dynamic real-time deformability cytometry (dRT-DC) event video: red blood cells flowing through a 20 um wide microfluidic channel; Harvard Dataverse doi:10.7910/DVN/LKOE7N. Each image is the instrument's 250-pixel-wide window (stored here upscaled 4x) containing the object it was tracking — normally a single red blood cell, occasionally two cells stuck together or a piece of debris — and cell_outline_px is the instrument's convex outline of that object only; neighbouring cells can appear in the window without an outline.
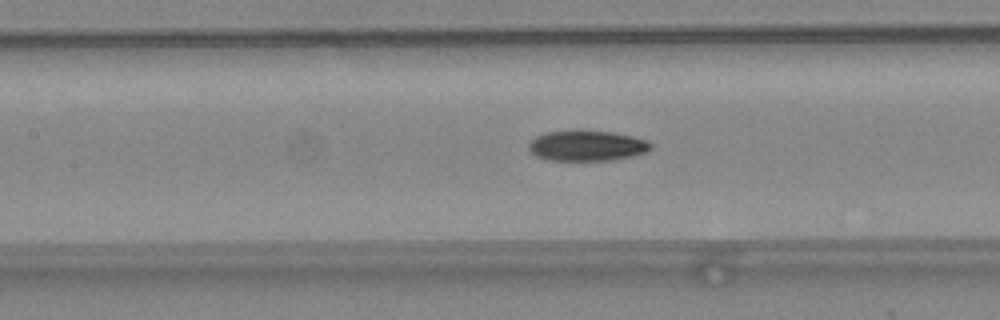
{"species": "common noctule bat (a hibernating species)", "species_latin": "Nyctalus noctula", "temperature_condition": "warm", "stored_images_in_passage": 35, "camera_frame_rate_fps": 3000, "um_per_image_px": 0.085, "animal": {"sex": "female", "body_mass_g": 24.6, "forearm_length_mm": 56.2}, "frame": {"image": 1, "passage_image": 11, "time_ms": 3.333, "image_size_px": [1000, 320], "cell_outline_px": [[652, 148], [644, 152], [632, 156], [612, 160], [548, 160], [536, 156], [528, 148], [528, 144], [536, 136], [544, 132], [572, 128], [584, 128], [612, 132], [632, 136], [648, 140], [652, 144]], "centroid_in_image_um": [49.86, 12.34], "position_along_channel_um": 157.5, "area_um2": 22.37}}
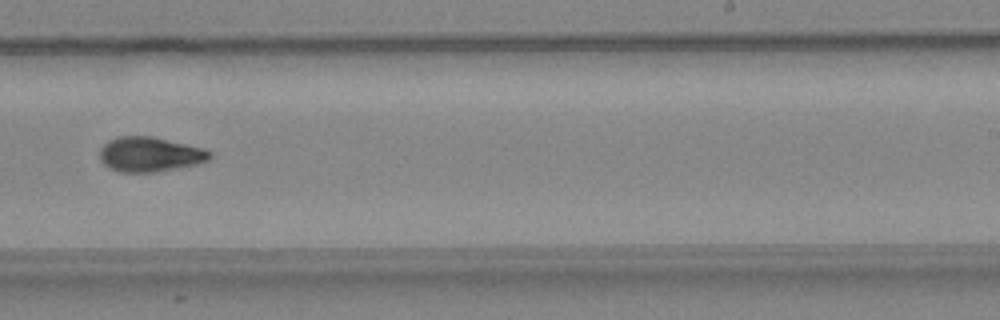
{"frame": {"image": 2, "passage_image": 19, "time_ms": 6.0, "image_size_px": [1000, 320], "cell_outline_px": [[212, 156], [208, 160], [196, 164], [156, 172], [120, 172], [104, 164], [100, 160], [100, 148], [108, 140], [120, 136], [152, 136], [204, 148], [212, 152]], "centroid_in_image_um": [12.74, 13.11], "position_along_channel_um": 276.3, "area_um2": 22.25}}
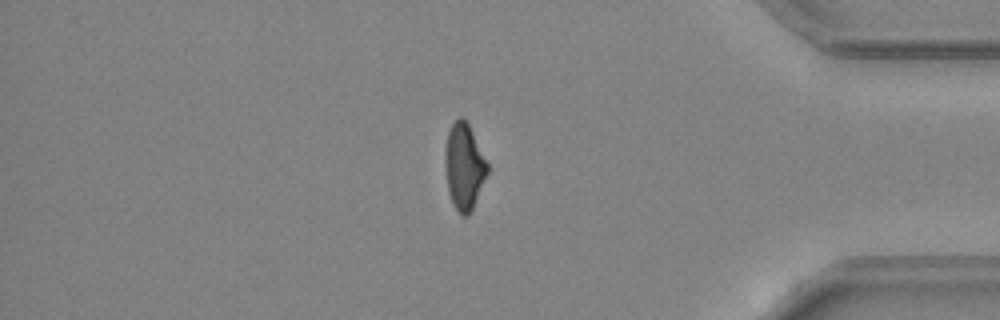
{"frame": {"image": 3, "passage_image": 29, "time_ms": 9.333, "image_size_px": [1000, 320], "cell_outline_px": [[488, 172], [472, 212], [468, 216], [460, 216], [452, 204], [448, 192], [444, 160], [448, 132], [452, 124], [460, 116], [468, 124], [488, 164]], "centroid_in_image_um": [39.44, 14.24], "position_along_channel_um": 395.8, "area_um2": 21.21}}